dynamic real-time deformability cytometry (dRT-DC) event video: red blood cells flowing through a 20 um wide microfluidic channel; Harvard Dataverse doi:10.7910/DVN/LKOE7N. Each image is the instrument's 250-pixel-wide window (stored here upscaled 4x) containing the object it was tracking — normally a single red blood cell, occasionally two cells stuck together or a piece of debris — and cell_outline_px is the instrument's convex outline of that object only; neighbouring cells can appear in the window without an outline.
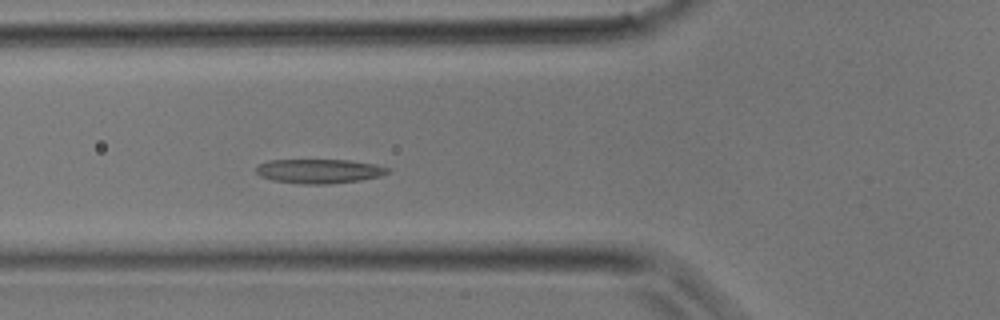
{"species": "common noctule bat (a hibernating species)", "species_latin": "Nyctalus noctula", "temperature_condition": "room temperature", "stored_images_in_passage": 33, "camera_frame_rate_fps": 3000, "um_per_image_px": 0.085, "animal": {"sex": "male", "body_mass_g": 17.9}, "frame": {"image": 1, "passage_image": 11, "time_ms": 3.333, "image_size_px": [1000, 320], "cell_outline_px": [[392, 172], [380, 176], [360, 180], [328, 184], [304, 184], [272, 180], [260, 176], [256, 172], [256, 164], [268, 160], [348, 160], [376, 164], [388, 168]], "centroid_in_image_um": [27.11, 14.54], "position_along_channel_um": 98.7, "area_um2": 18.73}}
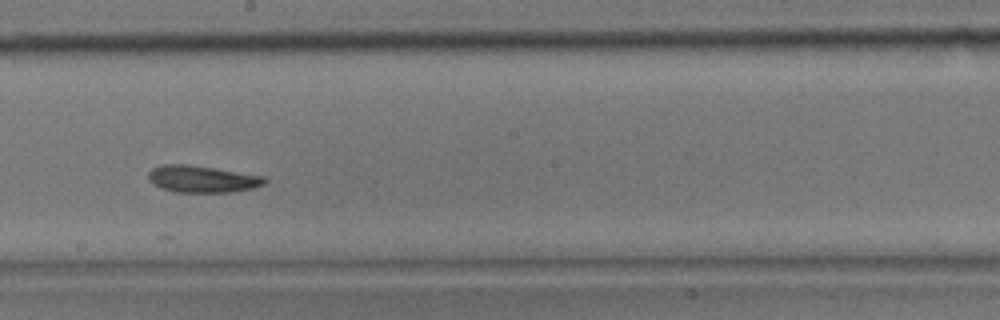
{"frame": {"image": 2, "passage_image": 18, "time_ms": 5.667, "image_size_px": [1000, 320], "cell_outline_px": [[268, 180], [264, 184], [252, 188], [232, 192], [176, 192], [160, 188], [152, 184], [148, 180], [148, 172], [152, 168], [160, 164], [188, 164], [264, 176]], "centroid_in_image_um": [17.14, 15.21], "position_along_channel_um": 231.1, "area_um2": 18.32}}
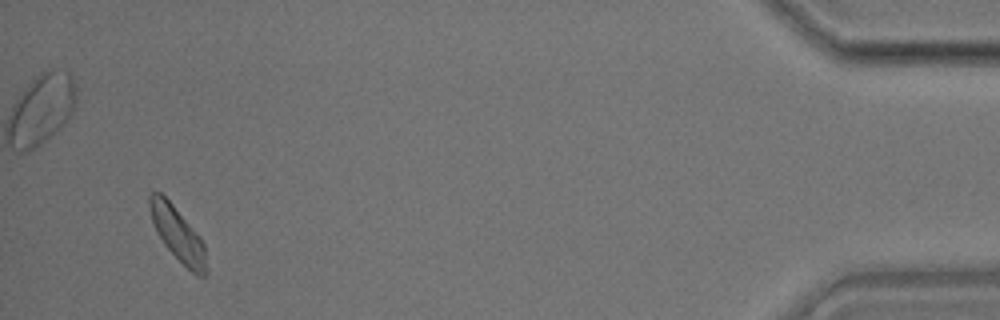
{"frame": {"image": 3, "passage_image": 32, "time_ms": 10.333, "image_size_px": [1000, 320], "cell_outline_px": [[208, 272], [204, 276], [200, 276], [192, 272], [164, 244], [156, 232], [152, 220], [148, 204], [148, 196], [152, 192], [160, 192], [172, 204], [200, 236], [204, 244], [208, 268]], "centroid_in_image_um": [15.12, 19.9], "position_along_channel_um": 420.1, "area_um2": 17.63}}